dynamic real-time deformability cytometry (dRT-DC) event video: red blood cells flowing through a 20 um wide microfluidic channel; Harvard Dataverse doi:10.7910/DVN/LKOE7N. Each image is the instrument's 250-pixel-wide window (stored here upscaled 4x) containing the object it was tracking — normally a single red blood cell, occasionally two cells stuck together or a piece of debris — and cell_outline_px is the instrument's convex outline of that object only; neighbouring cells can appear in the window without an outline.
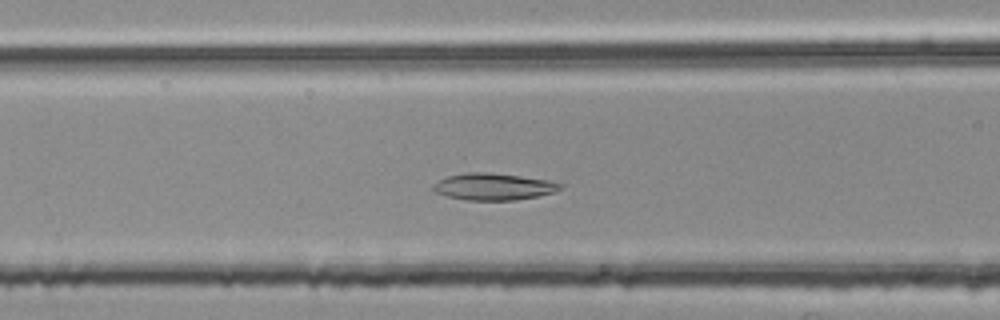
{"species": "common noctule bat (a hibernating species)", "species_latin": "Nyctalus noctula", "temperature_condition": "room temperature", "stored_images_in_passage": 36, "camera_frame_rate_fps": 3000, "um_per_image_px": 0.085, "animal": {"sex": "female", "body_mass_g": 25.1}, "frame": {"image": 1, "passage_image": 8, "time_ms": 2.333, "image_size_px": [1000, 320], "cell_outline_px": [[564, 188], [552, 192], [536, 196], [516, 200], [468, 200], [448, 196], [436, 192], [432, 188], [432, 184], [448, 176], [468, 172], [488, 172], [520, 176], [548, 180], [564, 184]], "centroid_in_image_um": [41.97, 15.86], "position_along_channel_um": 124.6, "area_um2": 19.71}}
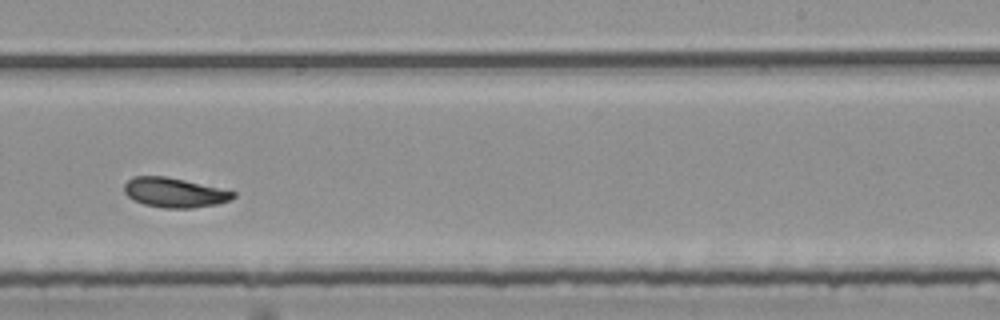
{"frame": {"image": 2, "passage_image": 20, "time_ms": 6.333, "image_size_px": [1000, 320], "cell_outline_px": [[236, 196], [232, 200], [216, 204], [192, 208], [164, 208], [144, 204], [132, 200], [124, 192], [124, 184], [132, 176], [164, 176], [184, 180], [220, 188], [236, 192]], "centroid_in_image_um": [14.82, 16.37], "position_along_channel_um": 274.2, "area_um2": 18.84}}
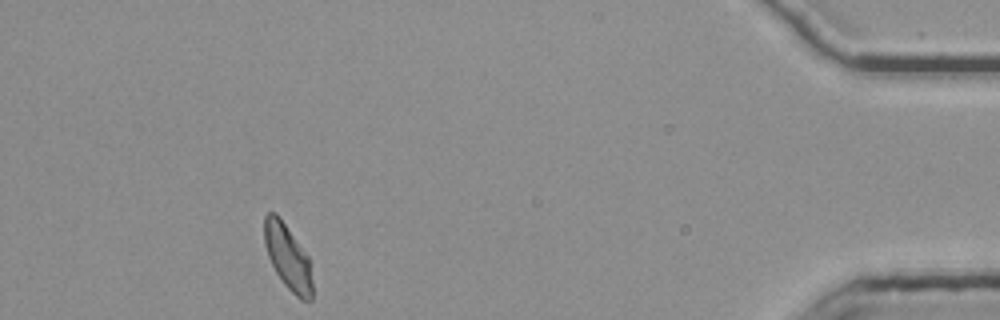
{"frame": {"image": 3, "passage_image": 36, "time_ms": 11.667, "image_size_px": [1000, 320], "cell_outline_px": [[312, 300], [300, 300], [284, 284], [276, 272], [268, 256], [264, 244], [264, 216], [268, 212], [276, 212], [308, 256], [312, 280]], "centroid_in_image_um": [24.45, 21.85], "position_along_channel_um": 410.8, "area_um2": 18.03}}